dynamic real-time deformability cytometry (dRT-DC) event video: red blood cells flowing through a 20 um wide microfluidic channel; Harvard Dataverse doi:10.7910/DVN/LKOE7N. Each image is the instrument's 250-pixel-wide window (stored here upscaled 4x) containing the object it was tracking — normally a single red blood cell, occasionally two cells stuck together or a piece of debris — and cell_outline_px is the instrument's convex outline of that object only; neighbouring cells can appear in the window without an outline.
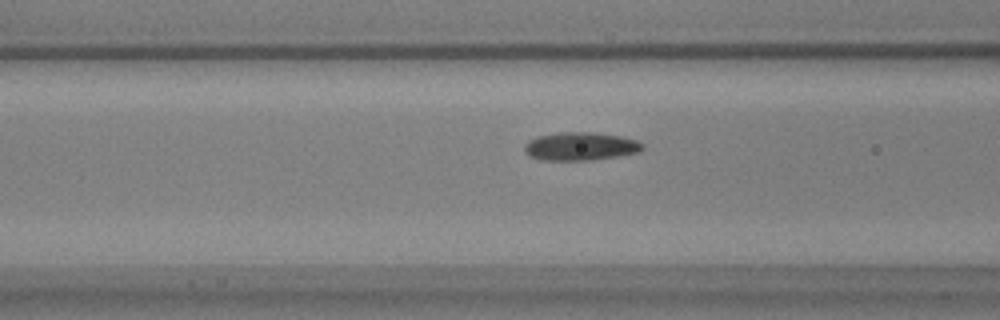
{"species": "common noctule bat (a hibernating species)", "species_latin": "Nyctalus noctula", "temperature_condition": "warm", "stored_images_in_passage": 7, "camera_frame_rate_fps": 3000, "um_per_image_px": 0.085, "animal": {"sex": "male", "body_mass_g": 17.9, "forearm_length_mm": 54.2}, "frame": {"image": 1, "passage_image": 5, "time_ms": 1.333, "image_size_px": [1000, 320], "cell_outline_px": [[644, 148], [640, 152], [592, 160], [540, 160], [528, 156], [524, 152], [524, 144], [528, 140], [536, 136], [560, 132], [592, 132], [620, 136], [636, 140], [644, 144]], "centroid_in_image_um": [49.3, 12.44], "position_along_channel_um": 117.3, "area_um2": 19.59}}